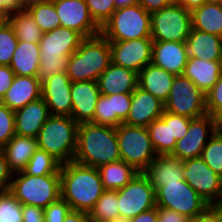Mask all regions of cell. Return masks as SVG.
Instances as JSON below:
<instances>
[{"label": "cell", "instance_id": "cell-41", "mask_svg": "<svg viewBox=\"0 0 222 222\" xmlns=\"http://www.w3.org/2000/svg\"><path fill=\"white\" fill-rule=\"evenodd\" d=\"M90 16L101 28L116 10L114 0H85Z\"/></svg>", "mask_w": 222, "mask_h": 222}, {"label": "cell", "instance_id": "cell-2", "mask_svg": "<svg viewBox=\"0 0 222 222\" xmlns=\"http://www.w3.org/2000/svg\"><path fill=\"white\" fill-rule=\"evenodd\" d=\"M121 160L117 140V127L81 123L77 131L74 161L98 168Z\"/></svg>", "mask_w": 222, "mask_h": 222}, {"label": "cell", "instance_id": "cell-45", "mask_svg": "<svg viewBox=\"0 0 222 222\" xmlns=\"http://www.w3.org/2000/svg\"><path fill=\"white\" fill-rule=\"evenodd\" d=\"M70 210L69 204L60 197L44 209L45 222H63Z\"/></svg>", "mask_w": 222, "mask_h": 222}, {"label": "cell", "instance_id": "cell-15", "mask_svg": "<svg viewBox=\"0 0 222 222\" xmlns=\"http://www.w3.org/2000/svg\"><path fill=\"white\" fill-rule=\"evenodd\" d=\"M110 43L111 62L139 73L152 61L151 38L113 41Z\"/></svg>", "mask_w": 222, "mask_h": 222}, {"label": "cell", "instance_id": "cell-50", "mask_svg": "<svg viewBox=\"0 0 222 222\" xmlns=\"http://www.w3.org/2000/svg\"><path fill=\"white\" fill-rule=\"evenodd\" d=\"M173 2V0H138V4L150 14L169 6Z\"/></svg>", "mask_w": 222, "mask_h": 222}, {"label": "cell", "instance_id": "cell-53", "mask_svg": "<svg viewBox=\"0 0 222 222\" xmlns=\"http://www.w3.org/2000/svg\"><path fill=\"white\" fill-rule=\"evenodd\" d=\"M126 222H158L157 207L142 212Z\"/></svg>", "mask_w": 222, "mask_h": 222}, {"label": "cell", "instance_id": "cell-8", "mask_svg": "<svg viewBox=\"0 0 222 222\" xmlns=\"http://www.w3.org/2000/svg\"><path fill=\"white\" fill-rule=\"evenodd\" d=\"M117 140L121 160L137 172H143L157 156L147 127L122 123L117 127Z\"/></svg>", "mask_w": 222, "mask_h": 222}, {"label": "cell", "instance_id": "cell-39", "mask_svg": "<svg viewBox=\"0 0 222 222\" xmlns=\"http://www.w3.org/2000/svg\"><path fill=\"white\" fill-rule=\"evenodd\" d=\"M17 45L18 39L13 28L4 19L0 23V65L9 66Z\"/></svg>", "mask_w": 222, "mask_h": 222}, {"label": "cell", "instance_id": "cell-57", "mask_svg": "<svg viewBox=\"0 0 222 222\" xmlns=\"http://www.w3.org/2000/svg\"><path fill=\"white\" fill-rule=\"evenodd\" d=\"M222 215V202L213 206Z\"/></svg>", "mask_w": 222, "mask_h": 222}, {"label": "cell", "instance_id": "cell-5", "mask_svg": "<svg viewBox=\"0 0 222 222\" xmlns=\"http://www.w3.org/2000/svg\"><path fill=\"white\" fill-rule=\"evenodd\" d=\"M79 124L70 116L50 115L37 136L38 149L61 165L74 160Z\"/></svg>", "mask_w": 222, "mask_h": 222}, {"label": "cell", "instance_id": "cell-34", "mask_svg": "<svg viewBox=\"0 0 222 222\" xmlns=\"http://www.w3.org/2000/svg\"><path fill=\"white\" fill-rule=\"evenodd\" d=\"M88 214L91 222H121L117 190H104Z\"/></svg>", "mask_w": 222, "mask_h": 222}, {"label": "cell", "instance_id": "cell-43", "mask_svg": "<svg viewBox=\"0 0 222 222\" xmlns=\"http://www.w3.org/2000/svg\"><path fill=\"white\" fill-rule=\"evenodd\" d=\"M207 114L217 120L222 116V74L216 84L206 93Z\"/></svg>", "mask_w": 222, "mask_h": 222}, {"label": "cell", "instance_id": "cell-16", "mask_svg": "<svg viewBox=\"0 0 222 222\" xmlns=\"http://www.w3.org/2000/svg\"><path fill=\"white\" fill-rule=\"evenodd\" d=\"M61 26L80 33L84 38L100 34V27L90 16L85 0H51Z\"/></svg>", "mask_w": 222, "mask_h": 222}, {"label": "cell", "instance_id": "cell-51", "mask_svg": "<svg viewBox=\"0 0 222 222\" xmlns=\"http://www.w3.org/2000/svg\"><path fill=\"white\" fill-rule=\"evenodd\" d=\"M25 7L26 2L24 0H3V19H6L11 12Z\"/></svg>", "mask_w": 222, "mask_h": 222}, {"label": "cell", "instance_id": "cell-37", "mask_svg": "<svg viewBox=\"0 0 222 222\" xmlns=\"http://www.w3.org/2000/svg\"><path fill=\"white\" fill-rule=\"evenodd\" d=\"M61 164L49 153L37 149L23 172L33 176H44L55 174L60 169Z\"/></svg>", "mask_w": 222, "mask_h": 222}, {"label": "cell", "instance_id": "cell-22", "mask_svg": "<svg viewBox=\"0 0 222 222\" xmlns=\"http://www.w3.org/2000/svg\"><path fill=\"white\" fill-rule=\"evenodd\" d=\"M102 95L132 94L138 87V73L112 62L97 79Z\"/></svg>", "mask_w": 222, "mask_h": 222}, {"label": "cell", "instance_id": "cell-46", "mask_svg": "<svg viewBox=\"0 0 222 222\" xmlns=\"http://www.w3.org/2000/svg\"><path fill=\"white\" fill-rule=\"evenodd\" d=\"M13 173L9 170L3 148L0 147V191H8Z\"/></svg>", "mask_w": 222, "mask_h": 222}, {"label": "cell", "instance_id": "cell-47", "mask_svg": "<svg viewBox=\"0 0 222 222\" xmlns=\"http://www.w3.org/2000/svg\"><path fill=\"white\" fill-rule=\"evenodd\" d=\"M158 222H192L187 216L167 208L157 207Z\"/></svg>", "mask_w": 222, "mask_h": 222}, {"label": "cell", "instance_id": "cell-3", "mask_svg": "<svg viewBox=\"0 0 222 222\" xmlns=\"http://www.w3.org/2000/svg\"><path fill=\"white\" fill-rule=\"evenodd\" d=\"M85 38L78 32L58 27L43 33L40 39V66L37 78L42 82L57 74L67 72L68 57L73 54Z\"/></svg>", "mask_w": 222, "mask_h": 222}, {"label": "cell", "instance_id": "cell-26", "mask_svg": "<svg viewBox=\"0 0 222 222\" xmlns=\"http://www.w3.org/2000/svg\"><path fill=\"white\" fill-rule=\"evenodd\" d=\"M222 74V60L207 61L199 58H188L183 76L189 78L206 94Z\"/></svg>", "mask_w": 222, "mask_h": 222}, {"label": "cell", "instance_id": "cell-11", "mask_svg": "<svg viewBox=\"0 0 222 222\" xmlns=\"http://www.w3.org/2000/svg\"><path fill=\"white\" fill-rule=\"evenodd\" d=\"M164 110L190 119L207 114L206 94L183 75H176Z\"/></svg>", "mask_w": 222, "mask_h": 222}, {"label": "cell", "instance_id": "cell-25", "mask_svg": "<svg viewBox=\"0 0 222 222\" xmlns=\"http://www.w3.org/2000/svg\"><path fill=\"white\" fill-rule=\"evenodd\" d=\"M41 81L37 77L15 75L2 100L10 110L16 111L41 98Z\"/></svg>", "mask_w": 222, "mask_h": 222}, {"label": "cell", "instance_id": "cell-28", "mask_svg": "<svg viewBox=\"0 0 222 222\" xmlns=\"http://www.w3.org/2000/svg\"><path fill=\"white\" fill-rule=\"evenodd\" d=\"M186 45L191 58L222 60V37L218 35L191 28Z\"/></svg>", "mask_w": 222, "mask_h": 222}, {"label": "cell", "instance_id": "cell-30", "mask_svg": "<svg viewBox=\"0 0 222 222\" xmlns=\"http://www.w3.org/2000/svg\"><path fill=\"white\" fill-rule=\"evenodd\" d=\"M39 61V43L18 41L9 67L15 75L37 77Z\"/></svg>", "mask_w": 222, "mask_h": 222}, {"label": "cell", "instance_id": "cell-55", "mask_svg": "<svg viewBox=\"0 0 222 222\" xmlns=\"http://www.w3.org/2000/svg\"><path fill=\"white\" fill-rule=\"evenodd\" d=\"M174 2L180 4L185 9L192 11L193 9L208 2V0H175Z\"/></svg>", "mask_w": 222, "mask_h": 222}, {"label": "cell", "instance_id": "cell-27", "mask_svg": "<svg viewBox=\"0 0 222 222\" xmlns=\"http://www.w3.org/2000/svg\"><path fill=\"white\" fill-rule=\"evenodd\" d=\"M175 76L165 69L150 63L138 73V87L165 103Z\"/></svg>", "mask_w": 222, "mask_h": 222}, {"label": "cell", "instance_id": "cell-13", "mask_svg": "<svg viewBox=\"0 0 222 222\" xmlns=\"http://www.w3.org/2000/svg\"><path fill=\"white\" fill-rule=\"evenodd\" d=\"M184 180L210 205L222 202V178L201 157L183 161Z\"/></svg>", "mask_w": 222, "mask_h": 222}, {"label": "cell", "instance_id": "cell-56", "mask_svg": "<svg viewBox=\"0 0 222 222\" xmlns=\"http://www.w3.org/2000/svg\"><path fill=\"white\" fill-rule=\"evenodd\" d=\"M116 9L126 6H132L138 3V0H114Z\"/></svg>", "mask_w": 222, "mask_h": 222}, {"label": "cell", "instance_id": "cell-23", "mask_svg": "<svg viewBox=\"0 0 222 222\" xmlns=\"http://www.w3.org/2000/svg\"><path fill=\"white\" fill-rule=\"evenodd\" d=\"M15 134L37 138L40 129L50 116L47 104L42 98L28 103L14 111Z\"/></svg>", "mask_w": 222, "mask_h": 222}, {"label": "cell", "instance_id": "cell-7", "mask_svg": "<svg viewBox=\"0 0 222 222\" xmlns=\"http://www.w3.org/2000/svg\"><path fill=\"white\" fill-rule=\"evenodd\" d=\"M100 34L109 42L151 38V14L138 3L117 8Z\"/></svg>", "mask_w": 222, "mask_h": 222}, {"label": "cell", "instance_id": "cell-61", "mask_svg": "<svg viewBox=\"0 0 222 222\" xmlns=\"http://www.w3.org/2000/svg\"><path fill=\"white\" fill-rule=\"evenodd\" d=\"M26 3L31 2V1H40V0H24Z\"/></svg>", "mask_w": 222, "mask_h": 222}, {"label": "cell", "instance_id": "cell-14", "mask_svg": "<svg viewBox=\"0 0 222 222\" xmlns=\"http://www.w3.org/2000/svg\"><path fill=\"white\" fill-rule=\"evenodd\" d=\"M218 129V120L209 114L190 119L187 133L176 142L170 155L181 161L201 157L203 148Z\"/></svg>", "mask_w": 222, "mask_h": 222}, {"label": "cell", "instance_id": "cell-17", "mask_svg": "<svg viewBox=\"0 0 222 222\" xmlns=\"http://www.w3.org/2000/svg\"><path fill=\"white\" fill-rule=\"evenodd\" d=\"M71 85L66 72L57 73L41 82V98L47 104L50 115L71 117Z\"/></svg>", "mask_w": 222, "mask_h": 222}, {"label": "cell", "instance_id": "cell-4", "mask_svg": "<svg viewBox=\"0 0 222 222\" xmlns=\"http://www.w3.org/2000/svg\"><path fill=\"white\" fill-rule=\"evenodd\" d=\"M111 63L109 41L101 34L85 38L68 57L67 75L72 82L97 81Z\"/></svg>", "mask_w": 222, "mask_h": 222}, {"label": "cell", "instance_id": "cell-10", "mask_svg": "<svg viewBox=\"0 0 222 222\" xmlns=\"http://www.w3.org/2000/svg\"><path fill=\"white\" fill-rule=\"evenodd\" d=\"M191 28V11L175 2L151 14L153 41L186 42Z\"/></svg>", "mask_w": 222, "mask_h": 222}, {"label": "cell", "instance_id": "cell-31", "mask_svg": "<svg viewBox=\"0 0 222 222\" xmlns=\"http://www.w3.org/2000/svg\"><path fill=\"white\" fill-rule=\"evenodd\" d=\"M192 29L222 37V3L206 2L191 11Z\"/></svg>", "mask_w": 222, "mask_h": 222}, {"label": "cell", "instance_id": "cell-42", "mask_svg": "<svg viewBox=\"0 0 222 222\" xmlns=\"http://www.w3.org/2000/svg\"><path fill=\"white\" fill-rule=\"evenodd\" d=\"M15 135V115L6 105L0 102V147L5 146Z\"/></svg>", "mask_w": 222, "mask_h": 222}, {"label": "cell", "instance_id": "cell-54", "mask_svg": "<svg viewBox=\"0 0 222 222\" xmlns=\"http://www.w3.org/2000/svg\"><path fill=\"white\" fill-rule=\"evenodd\" d=\"M63 222H91L89 214L83 211L70 210Z\"/></svg>", "mask_w": 222, "mask_h": 222}, {"label": "cell", "instance_id": "cell-24", "mask_svg": "<svg viewBox=\"0 0 222 222\" xmlns=\"http://www.w3.org/2000/svg\"><path fill=\"white\" fill-rule=\"evenodd\" d=\"M183 161L172 155H157L143 174L149 180L155 192L164 184L184 180Z\"/></svg>", "mask_w": 222, "mask_h": 222}, {"label": "cell", "instance_id": "cell-9", "mask_svg": "<svg viewBox=\"0 0 222 222\" xmlns=\"http://www.w3.org/2000/svg\"><path fill=\"white\" fill-rule=\"evenodd\" d=\"M156 207L174 210L196 220L210 205L185 181L166 183L156 192Z\"/></svg>", "mask_w": 222, "mask_h": 222}, {"label": "cell", "instance_id": "cell-44", "mask_svg": "<svg viewBox=\"0 0 222 222\" xmlns=\"http://www.w3.org/2000/svg\"><path fill=\"white\" fill-rule=\"evenodd\" d=\"M164 122H171L172 140H180L187 133L190 118L172 114L164 110L160 117Z\"/></svg>", "mask_w": 222, "mask_h": 222}, {"label": "cell", "instance_id": "cell-58", "mask_svg": "<svg viewBox=\"0 0 222 222\" xmlns=\"http://www.w3.org/2000/svg\"><path fill=\"white\" fill-rule=\"evenodd\" d=\"M0 18L3 19V0H0Z\"/></svg>", "mask_w": 222, "mask_h": 222}, {"label": "cell", "instance_id": "cell-59", "mask_svg": "<svg viewBox=\"0 0 222 222\" xmlns=\"http://www.w3.org/2000/svg\"><path fill=\"white\" fill-rule=\"evenodd\" d=\"M219 130L222 131V116L218 119Z\"/></svg>", "mask_w": 222, "mask_h": 222}, {"label": "cell", "instance_id": "cell-48", "mask_svg": "<svg viewBox=\"0 0 222 222\" xmlns=\"http://www.w3.org/2000/svg\"><path fill=\"white\" fill-rule=\"evenodd\" d=\"M23 222H45L44 209L32 205H22Z\"/></svg>", "mask_w": 222, "mask_h": 222}, {"label": "cell", "instance_id": "cell-36", "mask_svg": "<svg viewBox=\"0 0 222 222\" xmlns=\"http://www.w3.org/2000/svg\"><path fill=\"white\" fill-rule=\"evenodd\" d=\"M152 146L157 155H169L173 152L176 140H172L171 122L155 119L147 126Z\"/></svg>", "mask_w": 222, "mask_h": 222}, {"label": "cell", "instance_id": "cell-29", "mask_svg": "<svg viewBox=\"0 0 222 222\" xmlns=\"http://www.w3.org/2000/svg\"><path fill=\"white\" fill-rule=\"evenodd\" d=\"M9 170L14 174L22 172L38 149L37 138L14 135L2 147Z\"/></svg>", "mask_w": 222, "mask_h": 222}, {"label": "cell", "instance_id": "cell-49", "mask_svg": "<svg viewBox=\"0 0 222 222\" xmlns=\"http://www.w3.org/2000/svg\"><path fill=\"white\" fill-rule=\"evenodd\" d=\"M15 74L9 66L0 65V101L13 83Z\"/></svg>", "mask_w": 222, "mask_h": 222}, {"label": "cell", "instance_id": "cell-21", "mask_svg": "<svg viewBox=\"0 0 222 222\" xmlns=\"http://www.w3.org/2000/svg\"><path fill=\"white\" fill-rule=\"evenodd\" d=\"M188 58L186 42L153 41L151 63L169 73L182 75Z\"/></svg>", "mask_w": 222, "mask_h": 222}, {"label": "cell", "instance_id": "cell-32", "mask_svg": "<svg viewBox=\"0 0 222 222\" xmlns=\"http://www.w3.org/2000/svg\"><path fill=\"white\" fill-rule=\"evenodd\" d=\"M105 190H119L138 173L123 160L104 164L97 168Z\"/></svg>", "mask_w": 222, "mask_h": 222}, {"label": "cell", "instance_id": "cell-60", "mask_svg": "<svg viewBox=\"0 0 222 222\" xmlns=\"http://www.w3.org/2000/svg\"><path fill=\"white\" fill-rule=\"evenodd\" d=\"M208 2H218V3H222V0H208Z\"/></svg>", "mask_w": 222, "mask_h": 222}, {"label": "cell", "instance_id": "cell-12", "mask_svg": "<svg viewBox=\"0 0 222 222\" xmlns=\"http://www.w3.org/2000/svg\"><path fill=\"white\" fill-rule=\"evenodd\" d=\"M117 194L121 222L156 207L155 189L143 172H138Z\"/></svg>", "mask_w": 222, "mask_h": 222}, {"label": "cell", "instance_id": "cell-1", "mask_svg": "<svg viewBox=\"0 0 222 222\" xmlns=\"http://www.w3.org/2000/svg\"><path fill=\"white\" fill-rule=\"evenodd\" d=\"M97 168L71 161L60 166V193L71 210L89 213L104 192Z\"/></svg>", "mask_w": 222, "mask_h": 222}, {"label": "cell", "instance_id": "cell-52", "mask_svg": "<svg viewBox=\"0 0 222 222\" xmlns=\"http://www.w3.org/2000/svg\"><path fill=\"white\" fill-rule=\"evenodd\" d=\"M192 222H222V215L210 206L202 215Z\"/></svg>", "mask_w": 222, "mask_h": 222}, {"label": "cell", "instance_id": "cell-40", "mask_svg": "<svg viewBox=\"0 0 222 222\" xmlns=\"http://www.w3.org/2000/svg\"><path fill=\"white\" fill-rule=\"evenodd\" d=\"M0 222H23L22 204L9 191H0Z\"/></svg>", "mask_w": 222, "mask_h": 222}, {"label": "cell", "instance_id": "cell-19", "mask_svg": "<svg viewBox=\"0 0 222 222\" xmlns=\"http://www.w3.org/2000/svg\"><path fill=\"white\" fill-rule=\"evenodd\" d=\"M164 112V103L149 92L137 87L132 92L131 107L124 124L147 127Z\"/></svg>", "mask_w": 222, "mask_h": 222}, {"label": "cell", "instance_id": "cell-6", "mask_svg": "<svg viewBox=\"0 0 222 222\" xmlns=\"http://www.w3.org/2000/svg\"><path fill=\"white\" fill-rule=\"evenodd\" d=\"M22 205L45 209L60 197V169L51 175L33 176L14 173L8 190Z\"/></svg>", "mask_w": 222, "mask_h": 222}, {"label": "cell", "instance_id": "cell-38", "mask_svg": "<svg viewBox=\"0 0 222 222\" xmlns=\"http://www.w3.org/2000/svg\"><path fill=\"white\" fill-rule=\"evenodd\" d=\"M201 158L222 178V131L218 129L210 138L203 148Z\"/></svg>", "mask_w": 222, "mask_h": 222}, {"label": "cell", "instance_id": "cell-35", "mask_svg": "<svg viewBox=\"0 0 222 222\" xmlns=\"http://www.w3.org/2000/svg\"><path fill=\"white\" fill-rule=\"evenodd\" d=\"M43 33L61 26L54 3L51 0L31 1L25 7Z\"/></svg>", "mask_w": 222, "mask_h": 222}, {"label": "cell", "instance_id": "cell-20", "mask_svg": "<svg viewBox=\"0 0 222 222\" xmlns=\"http://www.w3.org/2000/svg\"><path fill=\"white\" fill-rule=\"evenodd\" d=\"M132 94L100 95L91 123L118 127L127 118Z\"/></svg>", "mask_w": 222, "mask_h": 222}, {"label": "cell", "instance_id": "cell-33", "mask_svg": "<svg viewBox=\"0 0 222 222\" xmlns=\"http://www.w3.org/2000/svg\"><path fill=\"white\" fill-rule=\"evenodd\" d=\"M6 20L13 28L18 41L40 43L43 32L26 8L11 12Z\"/></svg>", "mask_w": 222, "mask_h": 222}, {"label": "cell", "instance_id": "cell-18", "mask_svg": "<svg viewBox=\"0 0 222 222\" xmlns=\"http://www.w3.org/2000/svg\"><path fill=\"white\" fill-rule=\"evenodd\" d=\"M101 95L97 81H79L72 82L71 100L72 112L71 118L78 124L91 122L98 99Z\"/></svg>", "mask_w": 222, "mask_h": 222}]
</instances>
